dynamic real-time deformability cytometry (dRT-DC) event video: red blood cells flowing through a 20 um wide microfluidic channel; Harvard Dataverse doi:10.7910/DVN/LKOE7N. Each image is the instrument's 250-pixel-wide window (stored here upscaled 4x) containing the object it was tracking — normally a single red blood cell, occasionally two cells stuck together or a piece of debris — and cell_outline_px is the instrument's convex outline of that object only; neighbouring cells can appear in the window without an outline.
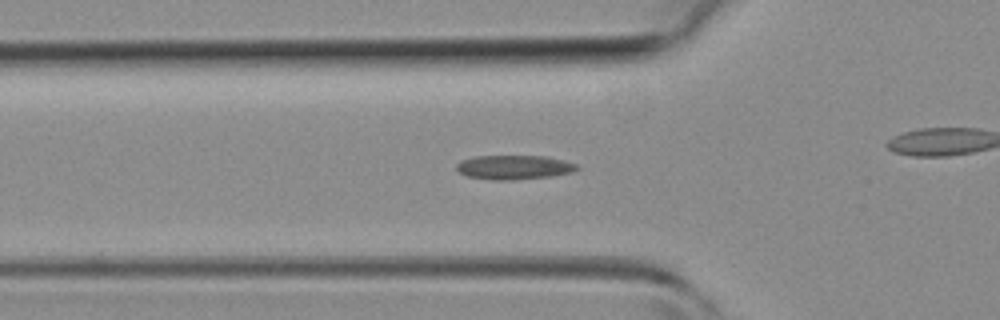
{"species": "common noctule bat (a hibernating species)", "species_latin": "Nyctalus noctula", "temperature_condition": "room temperature", "stored_images_in_passage": 35, "camera_frame_rate_fps": 3000, "um_per_image_px": 0.085, "animal": {"sex": "female", "body_mass_g": 19.3, "forearm_length_mm": 54.1}, "frame": {"image": 1, "passage_image": 6, "time_ms": 1.667, "image_size_px": [1000, 320], "cell_outline_px": [[580, 168], [572, 172], [552, 176], [516, 180], [492, 180], [468, 176], [460, 172], [456, 168], [456, 164], [460, 160], [476, 156], [548, 156], [576, 164]], "centroid_in_image_um": [43.69, 14.22], "position_along_channel_um": 82.1, "area_um2": 17.05}}
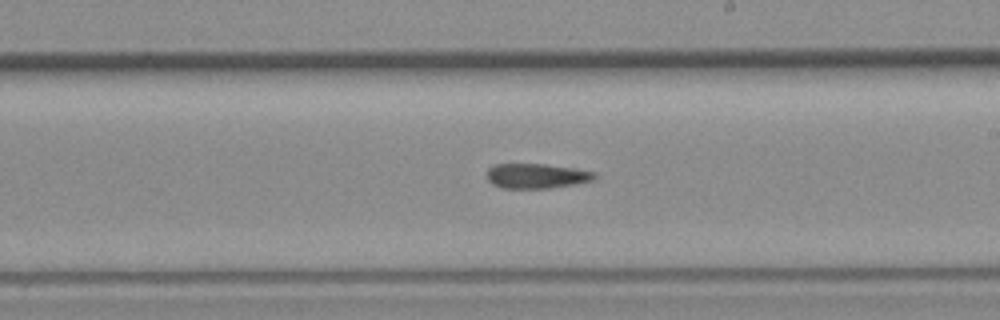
{"frame": {"image": 2, "passage_image": 16, "time_ms": 5.0, "image_size_px": [1000, 320], "cell_outline_px": [[596, 180], [576, 184], [548, 188], [500, 188], [492, 184], [488, 180], [488, 168], [492, 164], [544, 164], [572, 168], [596, 172]], "centroid_in_image_um": [45.61, 14.96], "position_along_channel_um": 243.4, "area_um2": 15.66}}
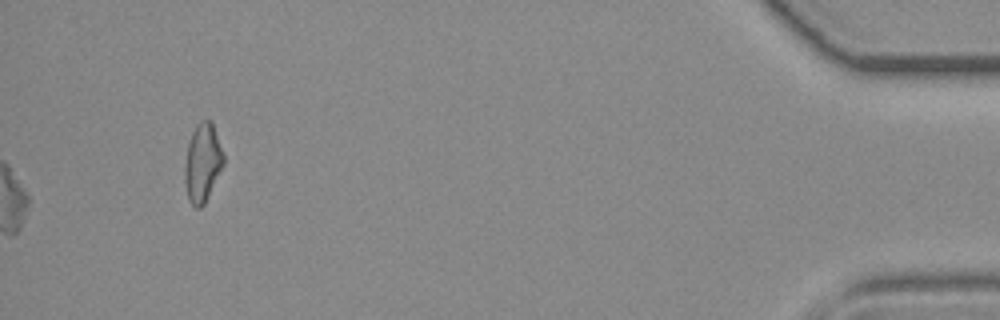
{"frame": {"image": 3, "passage_image": 35, "time_ms": 11.333, "image_size_px": [1000, 320], "cell_outline_px": [[224, 164], [204, 204], [200, 208], [196, 208], [188, 200], [184, 180], [184, 168], [188, 144], [192, 132], [196, 124], [200, 120], [212, 120], [224, 156]], "centroid_in_image_um": [17.21, 13.82], "position_along_channel_um": 418.0, "area_um2": 17.74}}